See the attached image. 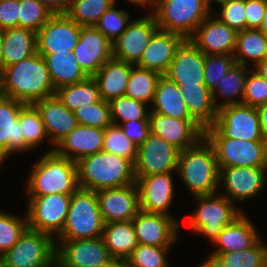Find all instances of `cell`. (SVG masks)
Returning <instances> with one entry per match:
<instances>
[{"label":"cell","mask_w":267,"mask_h":267,"mask_svg":"<svg viewBox=\"0 0 267 267\" xmlns=\"http://www.w3.org/2000/svg\"><path fill=\"white\" fill-rule=\"evenodd\" d=\"M2 96L34 104L56 94L46 62L38 52L0 71Z\"/></svg>","instance_id":"1"},{"label":"cell","mask_w":267,"mask_h":267,"mask_svg":"<svg viewBox=\"0 0 267 267\" xmlns=\"http://www.w3.org/2000/svg\"><path fill=\"white\" fill-rule=\"evenodd\" d=\"M80 188L98 191L136 183L134 164L105 151L85 156L76 162Z\"/></svg>","instance_id":"2"},{"label":"cell","mask_w":267,"mask_h":267,"mask_svg":"<svg viewBox=\"0 0 267 267\" xmlns=\"http://www.w3.org/2000/svg\"><path fill=\"white\" fill-rule=\"evenodd\" d=\"M176 172L194 197L219 192L220 171L216 154L205 137L179 152Z\"/></svg>","instance_id":"3"},{"label":"cell","mask_w":267,"mask_h":267,"mask_svg":"<svg viewBox=\"0 0 267 267\" xmlns=\"http://www.w3.org/2000/svg\"><path fill=\"white\" fill-rule=\"evenodd\" d=\"M28 178L29 196L72 195L79 188L76 162L52 149L40 157Z\"/></svg>","instance_id":"4"},{"label":"cell","mask_w":267,"mask_h":267,"mask_svg":"<svg viewBox=\"0 0 267 267\" xmlns=\"http://www.w3.org/2000/svg\"><path fill=\"white\" fill-rule=\"evenodd\" d=\"M104 225L96 191L79 187L71 195L67 219L57 240L102 237Z\"/></svg>","instance_id":"5"},{"label":"cell","mask_w":267,"mask_h":267,"mask_svg":"<svg viewBox=\"0 0 267 267\" xmlns=\"http://www.w3.org/2000/svg\"><path fill=\"white\" fill-rule=\"evenodd\" d=\"M152 8L159 29L177 33L185 39H189L213 12L205 0H154Z\"/></svg>","instance_id":"6"},{"label":"cell","mask_w":267,"mask_h":267,"mask_svg":"<svg viewBox=\"0 0 267 267\" xmlns=\"http://www.w3.org/2000/svg\"><path fill=\"white\" fill-rule=\"evenodd\" d=\"M204 137L265 141L257 107L245 104L227 105L218 109L215 123L204 130Z\"/></svg>","instance_id":"7"},{"label":"cell","mask_w":267,"mask_h":267,"mask_svg":"<svg viewBox=\"0 0 267 267\" xmlns=\"http://www.w3.org/2000/svg\"><path fill=\"white\" fill-rule=\"evenodd\" d=\"M198 208L188 218L190 231L203 234L213 243L223 229L239 218L243 212L236 209L234 202L220 192L212 195L195 196Z\"/></svg>","instance_id":"8"},{"label":"cell","mask_w":267,"mask_h":267,"mask_svg":"<svg viewBox=\"0 0 267 267\" xmlns=\"http://www.w3.org/2000/svg\"><path fill=\"white\" fill-rule=\"evenodd\" d=\"M0 263L4 267H56V240L27 227L17 243L0 256Z\"/></svg>","instance_id":"9"},{"label":"cell","mask_w":267,"mask_h":267,"mask_svg":"<svg viewBox=\"0 0 267 267\" xmlns=\"http://www.w3.org/2000/svg\"><path fill=\"white\" fill-rule=\"evenodd\" d=\"M28 197V228L49 234L53 238L55 235L58 236L67 219L71 195L49 194Z\"/></svg>","instance_id":"10"},{"label":"cell","mask_w":267,"mask_h":267,"mask_svg":"<svg viewBox=\"0 0 267 267\" xmlns=\"http://www.w3.org/2000/svg\"><path fill=\"white\" fill-rule=\"evenodd\" d=\"M213 147L219 171L227 167L267 168V143L231 138H206Z\"/></svg>","instance_id":"11"},{"label":"cell","mask_w":267,"mask_h":267,"mask_svg":"<svg viewBox=\"0 0 267 267\" xmlns=\"http://www.w3.org/2000/svg\"><path fill=\"white\" fill-rule=\"evenodd\" d=\"M179 152L161 137L150 133L147 139L137 147L134 176L144 177L176 172Z\"/></svg>","instance_id":"12"},{"label":"cell","mask_w":267,"mask_h":267,"mask_svg":"<svg viewBox=\"0 0 267 267\" xmlns=\"http://www.w3.org/2000/svg\"><path fill=\"white\" fill-rule=\"evenodd\" d=\"M56 243V267H102L113 260L102 237Z\"/></svg>","instance_id":"13"},{"label":"cell","mask_w":267,"mask_h":267,"mask_svg":"<svg viewBox=\"0 0 267 267\" xmlns=\"http://www.w3.org/2000/svg\"><path fill=\"white\" fill-rule=\"evenodd\" d=\"M158 29L152 12L139 19L131 20L126 30L112 42V57L136 65Z\"/></svg>","instance_id":"14"},{"label":"cell","mask_w":267,"mask_h":267,"mask_svg":"<svg viewBox=\"0 0 267 267\" xmlns=\"http://www.w3.org/2000/svg\"><path fill=\"white\" fill-rule=\"evenodd\" d=\"M81 26L66 14H55L37 32V52L53 54L73 51L80 38Z\"/></svg>","instance_id":"15"},{"label":"cell","mask_w":267,"mask_h":267,"mask_svg":"<svg viewBox=\"0 0 267 267\" xmlns=\"http://www.w3.org/2000/svg\"><path fill=\"white\" fill-rule=\"evenodd\" d=\"M267 168L227 167L219 174V184L223 185V196L232 202L245 201L256 197L265 187Z\"/></svg>","instance_id":"16"},{"label":"cell","mask_w":267,"mask_h":267,"mask_svg":"<svg viewBox=\"0 0 267 267\" xmlns=\"http://www.w3.org/2000/svg\"><path fill=\"white\" fill-rule=\"evenodd\" d=\"M150 133H153L179 151L194 146L204 137V129L193 119H178L154 112L149 113Z\"/></svg>","instance_id":"17"},{"label":"cell","mask_w":267,"mask_h":267,"mask_svg":"<svg viewBox=\"0 0 267 267\" xmlns=\"http://www.w3.org/2000/svg\"><path fill=\"white\" fill-rule=\"evenodd\" d=\"M73 52L83 72L93 77L112 58V42L95 26H81L80 38Z\"/></svg>","instance_id":"18"},{"label":"cell","mask_w":267,"mask_h":267,"mask_svg":"<svg viewBox=\"0 0 267 267\" xmlns=\"http://www.w3.org/2000/svg\"><path fill=\"white\" fill-rule=\"evenodd\" d=\"M138 244L171 246L178 237L180 222L174 217L139 210L132 219Z\"/></svg>","instance_id":"19"},{"label":"cell","mask_w":267,"mask_h":267,"mask_svg":"<svg viewBox=\"0 0 267 267\" xmlns=\"http://www.w3.org/2000/svg\"><path fill=\"white\" fill-rule=\"evenodd\" d=\"M104 223L131 221L139 211L137 183L96 191Z\"/></svg>","instance_id":"20"},{"label":"cell","mask_w":267,"mask_h":267,"mask_svg":"<svg viewBox=\"0 0 267 267\" xmlns=\"http://www.w3.org/2000/svg\"><path fill=\"white\" fill-rule=\"evenodd\" d=\"M164 76L177 85H205L204 53L189 39H185L177 48Z\"/></svg>","instance_id":"21"},{"label":"cell","mask_w":267,"mask_h":267,"mask_svg":"<svg viewBox=\"0 0 267 267\" xmlns=\"http://www.w3.org/2000/svg\"><path fill=\"white\" fill-rule=\"evenodd\" d=\"M172 173L135 177L139 190V210L172 217L168 208L174 200Z\"/></svg>","instance_id":"22"},{"label":"cell","mask_w":267,"mask_h":267,"mask_svg":"<svg viewBox=\"0 0 267 267\" xmlns=\"http://www.w3.org/2000/svg\"><path fill=\"white\" fill-rule=\"evenodd\" d=\"M237 33L217 18L208 16L189 40L205 55L234 54Z\"/></svg>","instance_id":"23"},{"label":"cell","mask_w":267,"mask_h":267,"mask_svg":"<svg viewBox=\"0 0 267 267\" xmlns=\"http://www.w3.org/2000/svg\"><path fill=\"white\" fill-rule=\"evenodd\" d=\"M27 104L9 98L0 97V161L11 153L31 150L25 143L19 121L20 111Z\"/></svg>","instance_id":"24"},{"label":"cell","mask_w":267,"mask_h":267,"mask_svg":"<svg viewBox=\"0 0 267 267\" xmlns=\"http://www.w3.org/2000/svg\"><path fill=\"white\" fill-rule=\"evenodd\" d=\"M185 38L177 33L158 29L150 39L136 66L165 75L175 52Z\"/></svg>","instance_id":"25"},{"label":"cell","mask_w":267,"mask_h":267,"mask_svg":"<svg viewBox=\"0 0 267 267\" xmlns=\"http://www.w3.org/2000/svg\"><path fill=\"white\" fill-rule=\"evenodd\" d=\"M33 105L41 114L53 151L54 146L78 125L75 114L63 105L56 94L38 100Z\"/></svg>","instance_id":"26"},{"label":"cell","mask_w":267,"mask_h":267,"mask_svg":"<svg viewBox=\"0 0 267 267\" xmlns=\"http://www.w3.org/2000/svg\"><path fill=\"white\" fill-rule=\"evenodd\" d=\"M105 129L77 125L55 147L59 156L77 162L79 159L103 151Z\"/></svg>","instance_id":"27"},{"label":"cell","mask_w":267,"mask_h":267,"mask_svg":"<svg viewBox=\"0 0 267 267\" xmlns=\"http://www.w3.org/2000/svg\"><path fill=\"white\" fill-rule=\"evenodd\" d=\"M254 224L244 213L227 225L213 242L218 246L212 253H230L252 247L260 238Z\"/></svg>","instance_id":"28"},{"label":"cell","mask_w":267,"mask_h":267,"mask_svg":"<svg viewBox=\"0 0 267 267\" xmlns=\"http://www.w3.org/2000/svg\"><path fill=\"white\" fill-rule=\"evenodd\" d=\"M132 64L111 58L93 76L99 87L100 98L110 101L125 95Z\"/></svg>","instance_id":"29"},{"label":"cell","mask_w":267,"mask_h":267,"mask_svg":"<svg viewBox=\"0 0 267 267\" xmlns=\"http://www.w3.org/2000/svg\"><path fill=\"white\" fill-rule=\"evenodd\" d=\"M183 95L190 117L204 130L214 125L218 109L213 101L212 91L206 85H178Z\"/></svg>","instance_id":"30"},{"label":"cell","mask_w":267,"mask_h":267,"mask_svg":"<svg viewBox=\"0 0 267 267\" xmlns=\"http://www.w3.org/2000/svg\"><path fill=\"white\" fill-rule=\"evenodd\" d=\"M2 68L37 53V32L15 27L4 30Z\"/></svg>","instance_id":"31"},{"label":"cell","mask_w":267,"mask_h":267,"mask_svg":"<svg viewBox=\"0 0 267 267\" xmlns=\"http://www.w3.org/2000/svg\"><path fill=\"white\" fill-rule=\"evenodd\" d=\"M152 104L149 109L151 112L172 118L192 119L178 85L164 75L158 81Z\"/></svg>","instance_id":"32"},{"label":"cell","mask_w":267,"mask_h":267,"mask_svg":"<svg viewBox=\"0 0 267 267\" xmlns=\"http://www.w3.org/2000/svg\"><path fill=\"white\" fill-rule=\"evenodd\" d=\"M102 238L113 259L126 260L138 246L132 220L106 223Z\"/></svg>","instance_id":"33"},{"label":"cell","mask_w":267,"mask_h":267,"mask_svg":"<svg viewBox=\"0 0 267 267\" xmlns=\"http://www.w3.org/2000/svg\"><path fill=\"white\" fill-rule=\"evenodd\" d=\"M40 55L46 62L51 81L56 90L61 86L79 83L88 78L80 68L73 51Z\"/></svg>","instance_id":"34"},{"label":"cell","mask_w":267,"mask_h":267,"mask_svg":"<svg viewBox=\"0 0 267 267\" xmlns=\"http://www.w3.org/2000/svg\"><path fill=\"white\" fill-rule=\"evenodd\" d=\"M261 238L249 249L230 253H211L198 267H267V246Z\"/></svg>","instance_id":"35"},{"label":"cell","mask_w":267,"mask_h":267,"mask_svg":"<svg viewBox=\"0 0 267 267\" xmlns=\"http://www.w3.org/2000/svg\"><path fill=\"white\" fill-rule=\"evenodd\" d=\"M247 68L242 64L235 63L222 79L216 82V88L212 91V95L217 109L227 105L242 104L246 79L250 71ZM217 95L225 97V100L222 103L217 102ZM237 98L238 100H235Z\"/></svg>","instance_id":"36"},{"label":"cell","mask_w":267,"mask_h":267,"mask_svg":"<svg viewBox=\"0 0 267 267\" xmlns=\"http://www.w3.org/2000/svg\"><path fill=\"white\" fill-rule=\"evenodd\" d=\"M235 62L247 66L250 60L256 66L267 57V37L259 29L246 28L237 33Z\"/></svg>","instance_id":"37"},{"label":"cell","mask_w":267,"mask_h":267,"mask_svg":"<svg viewBox=\"0 0 267 267\" xmlns=\"http://www.w3.org/2000/svg\"><path fill=\"white\" fill-rule=\"evenodd\" d=\"M57 97L70 111H75L80 106L98 102L101 98L97 81L93 77L86 80L59 87Z\"/></svg>","instance_id":"38"},{"label":"cell","mask_w":267,"mask_h":267,"mask_svg":"<svg viewBox=\"0 0 267 267\" xmlns=\"http://www.w3.org/2000/svg\"><path fill=\"white\" fill-rule=\"evenodd\" d=\"M161 74L132 64L125 95L145 104H152Z\"/></svg>","instance_id":"39"},{"label":"cell","mask_w":267,"mask_h":267,"mask_svg":"<svg viewBox=\"0 0 267 267\" xmlns=\"http://www.w3.org/2000/svg\"><path fill=\"white\" fill-rule=\"evenodd\" d=\"M115 0H70L66 15L80 26H94Z\"/></svg>","instance_id":"40"},{"label":"cell","mask_w":267,"mask_h":267,"mask_svg":"<svg viewBox=\"0 0 267 267\" xmlns=\"http://www.w3.org/2000/svg\"><path fill=\"white\" fill-rule=\"evenodd\" d=\"M24 143L34 149L48 136L41 114L33 104H27L19 114Z\"/></svg>","instance_id":"41"},{"label":"cell","mask_w":267,"mask_h":267,"mask_svg":"<svg viewBox=\"0 0 267 267\" xmlns=\"http://www.w3.org/2000/svg\"><path fill=\"white\" fill-rule=\"evenodd\" d=\"M109 105L114 125H119V121L149 120L150 110L147 112L146 104L126 95L111 99Z\"/></svg>","instance_id":"42"},{"label":"cell","mask_w":267,"mask_h":267,"mask_svg":"<svg viewBox=\"0 0 267 267\" xmlns=\"http://www.w3.org/2000/svg\"><path fill=\"white\" fill-rule=\"evenodd\" d=\"M74 114L78 125L105 129L113 124L109 102L102 99L96 103L80 106Z\"/></svg>","instance_id":"43"},{"label":"cell","mask_w":267,"mask_h":267,"mask_svg":"<svg viewBox=\"0 0 267 267\" xmlns=\"http://www.w3.org/2000/svg\"><path fill=\"white\" fill-rule=\"evenodd\" d=\"M53 16L49 9L38 0H20L18 27L38 32Z\"/></svg>","instance_id":"44"},{"label":"cell","mask_w":267,"mask_h":267,"mask_svg":"<svg viewBox=\"0 0 267 267\" xmlns=\"http://www.w3.org/2000/svg\"><path fill=\"white\" fill-rule=\"evenodd\" d=\"M170 246L141 245L133 250L126 259L128 267H170L167 261V252Z\"/></svg>","instance_id":"45"},{"label":"cell","mask_w":267,"mask_h":267,"mask_svg":"<svg viewBox=\"0 0 267 267\" xmlns=\"http://www.w3.org/2000/svg\"><path fill=\"white\" fill-rule=\"evenodd\" d=\"M103 151L122 156L133 164L137 157V147L128 139L118 125L105 128Z\"/></svg>","instance_id":"46"},{"label":"cell","mask_w":267,"mask_h":267,"mask_svg":"<svg viewBox=\"0 0 267 267\" xmlns=\"http://www.w3.org/2000/svg\"><path fill=\"white\" fill-rule=\"evenodd\" d=\"M25 217L23 220L20 216L0 212V256L17 243L21 234L28 227L26 213Z\"/></svg>","instance_id":"47"},{"label":"cell","mask_w":267,"mask_h":267,"mask_svg":"<svg viewBox=\"0 0 267 267\" xmlns=\"http://www.w3.org/2000/svg\"><path fill=\"white\" fill-rule=\"evenodd\" d=\"M113 4L94 25L109 41L116 40L131 22L130 15L125 10L115 9Z\"/></svg>","instance_id":"48"},{"label":"cell","mask_w":267,"mask_h":267,"mask_svg":"<svg viewBox=\"0 0 267 267\" xmlns=\"http://www.w3.org/2000/svg\"><path fill=\"white\" fill-rule=\"evenodd\" d=\"M235 63L233 54H204V80L206 87L213 91L216 88V82L220 81Z\"/></svg>","instance_id":"49"},{"label":"cell","mask_w":267,"mask_h":267,"mask_svg":"<svg viewBox=\"0 0 267 267\" xmlns=\"http://www.w3.org/2000/svg\"><path fill=\"white\" fill-rule=\"evenodd\" d=\"M217 19L237 32L246 29V0H224Z\"/></svg>","instance_id":"50"},{"label":"cell","mask_w":267,"mask_h":267,"mask_svg":"<svg viewBox=\"0 0 267 267\" xmlns=\"http://www.w3.org/2000/svg\"><path fill=\"white\" fill-rule=\"evenodd\" d=\"M242 104L253 107L267 104V80L253 69L246 79Z\"/></svg>","instance_id":"51"},{"label":"cell","mask_w":267,"mask_h":267,"mask_svg":"<svg viewBox=\"0 0 267 267\" xmlns=\"http://www.w3.org/2000/svg\"><path fill=\"white\" fill-rule=\"evenodd\" d=\"M118 126L136 147L140 146L150 134L149 120L125 121Z\"/></svg>","instance_id":"52"},{"label":"cell","mask_w":267,"mask_h":267,"mask_svg":"<svg viewBox=\"0 0 267 267\" xmlns=\"http://www.w3.org/2000/svg\"><path fill=\"white\" fill-rule=\"evenodd\" d=\"M20 0H0V28L18 27Z\"/></svg>","instance_id":"53"},{"label":"cell","mask_w":267,"mask_h":267,"mask_svg":"<svg viewBox=\"0 0 267 267\" xmlns=\"http://www.w3.org/2000/svg\"><path fill=\"white\" fill-rule=\"evenodd\" d=\"M266 0H246V28L258 29L264 18Z\"/></svg>","instance_id":"54"},{"label":"cell","mask_w":267,"mask_h":267,"mask_svg":"<svg viewBox=\"0 0 267 267\" xmlns=\"http://www.w3.org/2000/svg\"><path fill=\"white\" fill-rule=\"evenodd\" d=\"M45 5L49 11L55 14H66L68 11L70 0H38Z\"/></svg>","instance_id":"55"},{"label":"cell","mask_w":267,"mask_h":267,"mask_svg":"<svg viewBox=\"0 0 267 267\" xmlns=\"http://www.w3.org/2000/svg\"><path fill=\"white\" fill-rule=\"evenodd\" d=\"M263 139L267 143V104L257 107Z\"/></svg>","instance_id":"56"},{"label":"cell","mask_w":267,"mask_h":267,"mask_svg":"<svg viewBox=\"0 0 267 267\" xmlns=\"http://www.w3.org/2000/svg\"><path fill=\"white\" fill-rule=\"evenodd\" d=\"M254 71L267 80V57L255 66Z\"/></svg>","instance_id":"57"},{"label":"cell","mask_w":267,"mask_h":267,"mask_svg":"<svg viewBox=\"0 0 267 267\" xmlns=\"http://www.w3.org/2000/svg\"><path fill=\"white\" fill-rule=\"evenodd\" d=\"M126 1H129V2H132L133 5H140V6H146V7H149L150 6V9H152L153 7V4H154V0H126ZM115 3H116V0H115ZM149 5V6H148Z\"/></svg>","instance_id":"58"},{"label":"cell","mask_w":267,"mask_h":267,"mask_svg":"<svg viewBox=\"0 0 267 267\" xmlns=\"http://www.w3.org/2000/svg\"><path fill=\"white\" fill-rule=\"evenodd\" d=\"M102 267H128L126 260L113 259L108 264Z\"/></svg>","instance_id":"59"},{"label":"cell","mask_w":267,"mask_h":267,"mask_svg":"<svg viewBox=\"0 0 267 267\" xmlns=\"http://www.w3.org/2000/svg\"><path fill=\"white\" fill-rule=\"evenodd\" d=\"M3 37H4V30L0 28V71L2 70V46H3Z\"/></svg>","instance_id":"60"},{"label":"cell","mask_w":267,"mask_h":267,"mask_svg":"<svg viewBox=\"0 0 267 267\" xmlns=\"http://www.w3.org/2000/svg\"><path fill=\"white\" fill-rule=\"evenodd\" d=\"M258 29L262 31L264 34H266V37H267V23H261Z\"/></svg>","instance_id":"61"},{"label":"cell","mask_w":267,"mask_h":267,"mask_svg":"<svg viewBox=\"0 0 267 267\" xmlns=\"http://www.w3.org/2000/svg\"><path fill=\"white\" fill-rule=\"evenodd\" d=\"M261 23H267V0H266L265 11H264V18Z\"/></svg>","instance_id":"62"},{"label":"cell","mask_w":267,"mask_h":267,"mask_svg":"<svg viewBox=\"0 0 267 267\" xmlns=\"http://www.w3.org/2000/svg\"><path fill=\"white\" fill-rule=\"evenodd\" d=\"M224 0H205V2L211 7L212 2L221 3Z\"/></svg>","instance_id":"63"}]
</instances>
